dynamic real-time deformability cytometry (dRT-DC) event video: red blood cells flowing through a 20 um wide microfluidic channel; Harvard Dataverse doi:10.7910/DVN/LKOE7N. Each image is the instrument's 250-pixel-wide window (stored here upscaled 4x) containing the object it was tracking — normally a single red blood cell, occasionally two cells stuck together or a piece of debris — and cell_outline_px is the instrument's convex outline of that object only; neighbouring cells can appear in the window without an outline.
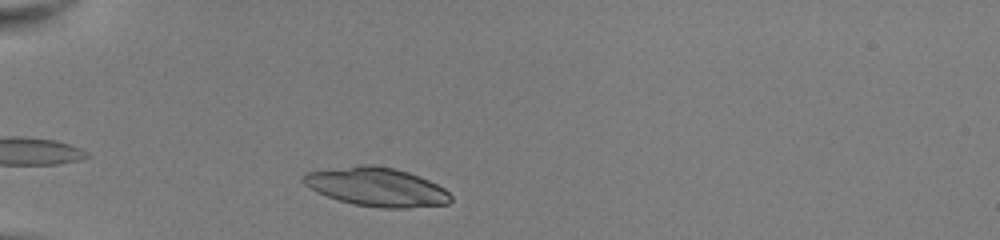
{"species": "common noctule bat (a hibernating species)", "species_latin": "Nyctalus noctula", "temperature_condition": "room temperature", "stored_images_in_passage": 34, "camera_frame_rate_fps": 3000, "um_per_image_px": 0.085, "animal": {"sex": "female", "body_mass_g": 22.0, "forearm_length_mm": 56.7}, "frame": {"image": 1, "passage_image": 2, "time_ms": 0.333, "image_size_px": [1000, 240], "cell_outline_px": [[452, 200], [448, 204], [408, 208], [380, 208], [356, 204], [340, 200], [316, 192], [304, 184], [300, 180], [300, 176], [304, 172], [360, 164], [372, 164], [392, 168], [408, 172], [428, 180], [444, 188], [452, 196]], "centroid_in_image_um": [31.98, 15.88], "position_along_channel_um": 53.0, "area_um2": 33.41}}
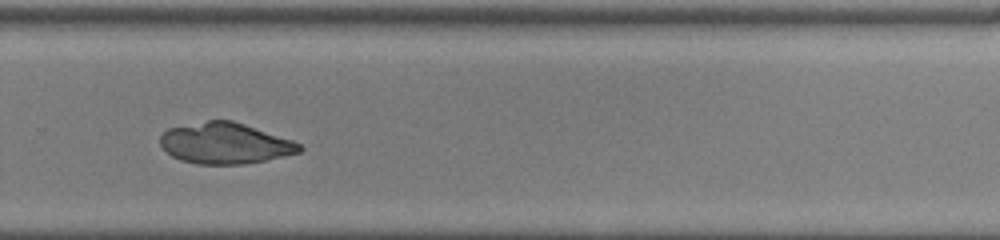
{"frame": {"image": 2, "passage_image": 23, "time_ms": 7.333, "image_size_px": [1000, 240], "cell_outline_px": [[304, 148], [300, 152], [284, 156], [244, 164], [196, 164], [180, 160], [172, 156], [160, 144], [160, 136], [168, 128], [208, 120], [232, 120], [292, 140], [300, 144]], "centroid_in_image_um": [19.12, 12.18], "position_along_channel_um": 310.7, "area_um2": 33.06}}
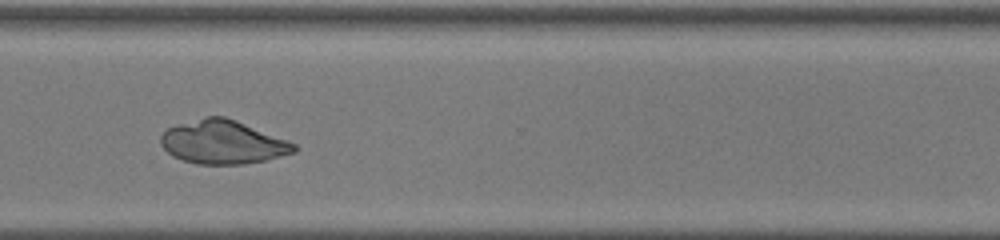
{"frame": {"image": 3, "passage_image": 26, "time_ms": 8.333, "image_size_px": [1000, 240], "cell_outline_px": [[296, 152], [268, 160], [244, 164], [196, 164], [172, 156], [160, 144], [160, 136], [168, 128], [180, 124], [208, 116], [224, 116], [236, 120], [296, 144]], "centroid_in_image_um": [18.95, 12.1], "position_along_channel_um": 351.7, "area_um2": 33.58}}